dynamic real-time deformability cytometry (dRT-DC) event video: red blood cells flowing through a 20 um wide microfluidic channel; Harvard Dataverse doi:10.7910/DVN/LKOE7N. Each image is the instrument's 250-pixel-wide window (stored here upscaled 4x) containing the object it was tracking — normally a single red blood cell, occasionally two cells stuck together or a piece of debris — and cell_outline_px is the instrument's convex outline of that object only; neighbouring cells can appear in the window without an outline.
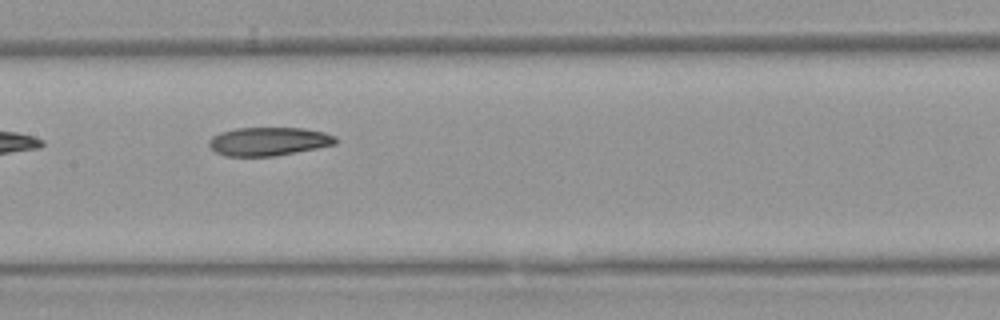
{"species": "Egyptian fruit bat (a non-hibernating species)", "species_latin": "Rousettus aegyptiacus", "temperature_condition": "warm", "stored_images_in_passage": 6, "camera_frame_rate_fps": 3000, "um_per_image_px": 0.085, "animal": {"sex": "female"}, "frame": {"image": 1, "passage_image": 6, "time_ms": 6.0, "image_size_px": [1000, 320], "cell_outline_px": [[336, 144], [296, 152], [272, 156], [224, 156], [216, 152], [208, 144], [208, 140], [212, 136], [220, 132], [236, 128], [304, 128], [324, 132], [336, 136]], "centroid_in_image_um": [22.81, 12.01], "position_along_channel_um": 184.6, "area_um2": 20.98}}